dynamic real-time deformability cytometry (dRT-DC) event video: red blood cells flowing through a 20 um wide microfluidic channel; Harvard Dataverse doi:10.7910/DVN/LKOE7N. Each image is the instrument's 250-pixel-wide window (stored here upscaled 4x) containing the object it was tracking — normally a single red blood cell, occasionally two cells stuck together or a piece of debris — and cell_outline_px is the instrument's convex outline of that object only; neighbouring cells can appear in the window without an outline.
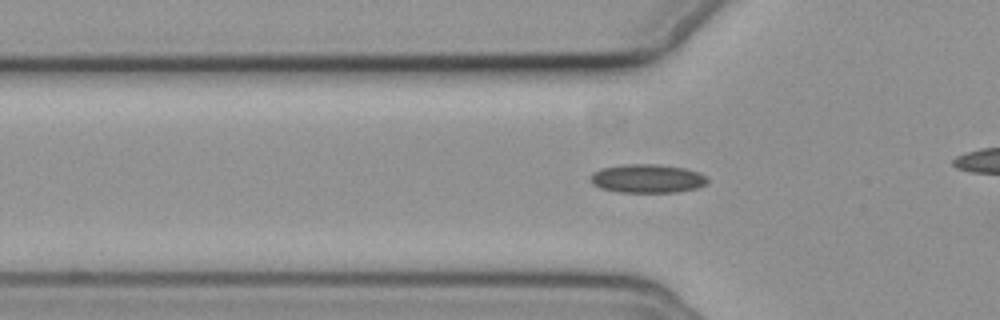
{"species": "common noctule bat (a hibernating species)", "species_latin": "Nyctalus noctula", "temperature_condition": "cold", "stored_images_in_passage": 39, "camera_frame_rate_fps": 3000, "um_per_image_px": 0.085, "animal": {"sex": "female", "body_mass_g": 19.3, "forearm_length_mm": 54.1}, "frame": {"image": 1, "passage_image": 12, "time_ms": 3.667, "image_size_px": [1000, 320], "cell_outline_px": [[708, 180], [704, 184], [696, 188], [676, 192], [620, 192], [600, 188], [592, 184], [588, 180], [588, 176], [592, 172], [600, 168], [624, 164], [660, 164], [684, 168], [696, 172], [704, 176]], "centroid_in_image_um": [54.92, 15.17], "position_along_channel_um": 70.9, "area_um2": 19.59}}
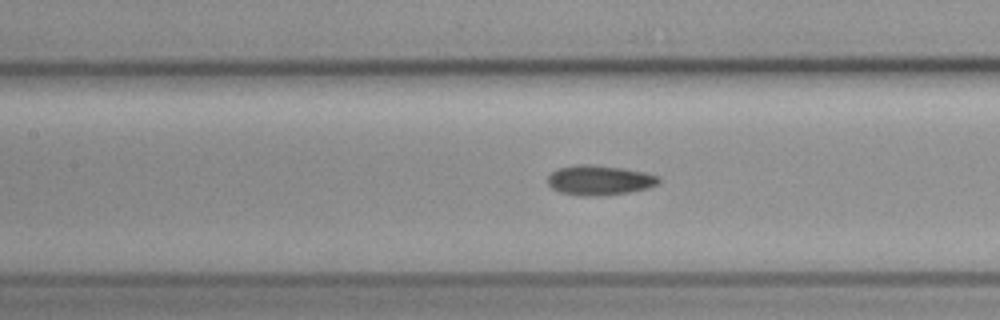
{"frame": {"image": 2, "passage_image": 19, "time_ms": 6.0, "image_size_px": [1000, 320], "cell_outline_px": [[660, 180], [656, 184], [648, 188], [632, 192], [596, 196], [580, 196], [560, 192], [552, 188], [548, 184], [548, 176], [556, 168], [576, 164], [592, 164], [624, 168], [644, 172], [660, 176]], "centroid_in_image_um": [50.94, 15.31], "position_along_channel_um": 156.5, "area_um2": 19.54}}
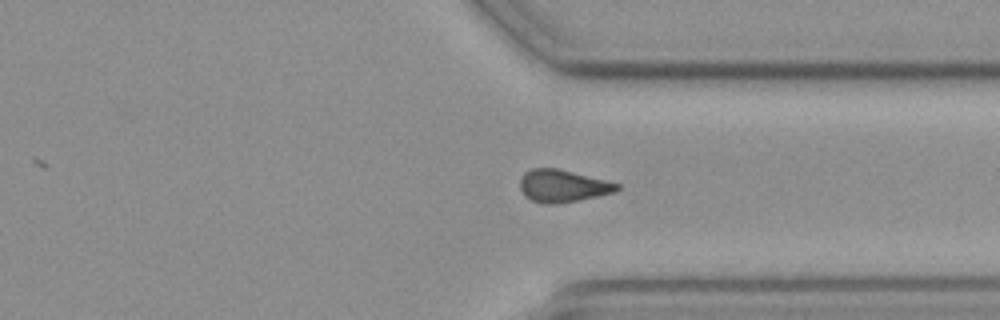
{"frame": {"image": 3, "passage_image": 36, "time_ms": 11.667, "image_size_px": [1000, 320], "cell_outline_px": [[620, 188], [616, 192], [580, 200], [556, 204], [544, 204], [532, 200], [524, 196], [520, 188], [520, 180], [524, 172], [532, 168], [556, 168], [620, 184]], "centroid_in_image_um": [47.81, 15.82], "position_along_channel_um": 363.6, "area_um2": 18.26}}